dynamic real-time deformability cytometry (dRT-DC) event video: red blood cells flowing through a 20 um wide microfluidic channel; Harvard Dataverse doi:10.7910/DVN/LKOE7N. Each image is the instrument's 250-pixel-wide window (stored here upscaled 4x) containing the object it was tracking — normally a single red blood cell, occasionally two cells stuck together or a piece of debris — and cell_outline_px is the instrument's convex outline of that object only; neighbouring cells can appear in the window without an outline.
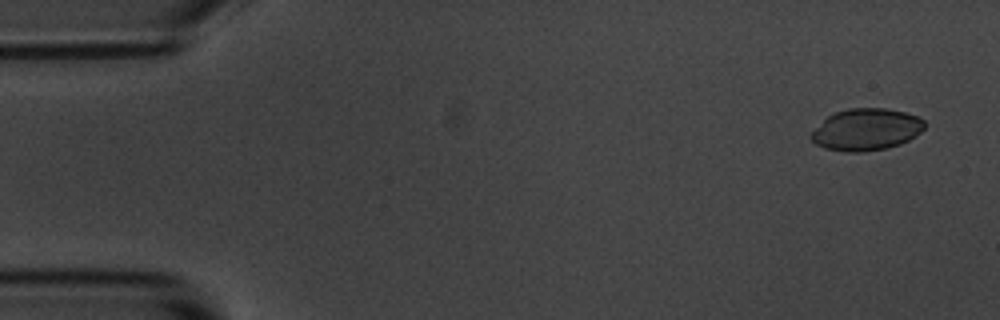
{"species": "common noctule bat (a hibernating species)", "species_latin": "Nyctalus noctula", "temperature_condition": "room temperature", "stored_images_in_passage": 5, "camera_frame_rate_fps": 3000, "um_per_image_px": 0.085, "animal": {"sex": "male", "body_mass_g": 20.1, "forearm_length_mm": 53.5}, "frame": {"image": 1, "passage_image": 1, "time_ms": 0.0, "image_size_px": [1000, 320], "cell_outline_px": [[924, 128], [916, 136], [900, 144], [884, 148], [864, 152], [844, 152], [824, 148], [816, 144], [808, 136], [828, 116], [836, 112], [848, 108], [884, 108], [904, 112], [916, 116], [924, 120]], "centroid_in_image_um": [73.62, 11.02], "position_along_channel_um": 11.4, "area_um2": 27.51}}
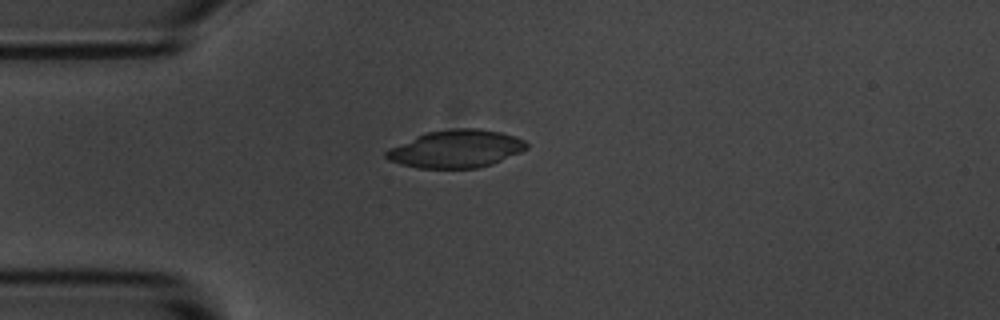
{"frame": {"image": 2, "passage_image": 4, "time_ms": 3.667, "image_size_px": [1000, 320], "cell_outline_px": [[528, 148], [520, 152], [492, 164], [476, 168], [416, 168], [400, 164], [388, 160], [384, 156], [384, 152], [388, 148], [424, 132], [452, 128], [480, 128], [500, 132], [524, 140], [528, 144]], "centroid_in_image_um": [38.71, 12.65], "position_along_channel_um": 46.3, "area_um2": 31.04}}